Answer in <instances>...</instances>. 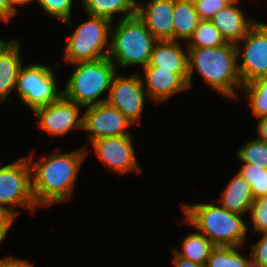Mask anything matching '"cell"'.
Wrapping results in <instances>:
<instances>
[{
    "label": "cell",
    "instance_id": "obj_1",
    "mask_svg": "<svg viewBox=\"0 0 267 267\" xmlns=\"http://www.w3.org/2000/svg\"><path fill=\"white\" fill-rule=\"evenodd\" d=\"M86 154L84 148L65 154L57 151L35 164H32L33 155L27 156L33 172L32 191L37 206L62 203L72 196Z\"/></svg>",
    "mask_w": 267,
    "mask_h": 267
},
{
    "label": "cell",
    "instance_id": "obj_2",
    "mask_svg": "<svg viewBox=\"0 0 267 267\" xmlns=\"http://www.w3.org/2000/svg\"><path fill=\"white\" fill-rule=\"evenodd\" d=\"M188 86L196 69L204 80L226 97L236 98V88L243 86L239 71L236 46L227 43L218 47L187 49Z\"/></svg>",
    "mask_w": 267,
    "mask_h": 267
},
{
    "label": "cell",
    "instance_id": "obj_3",
    "mask_svg": "<svg viewBox=\"0 0 267 267\" xmlns=\"http://www.w3.org/2000/svg\"><path fill=\"white\" fill-rule=\"evenodd\" d=\"M185 221L199 230L215 247H239L246 239L248 226L242 215L229 212L221 205L182 204Z\"/></svg>",
    "mask_w": 267,
    "mask_h": 267
},
{
    "label": "cell",
    "instance_id": "obj_4",
    "mask_svg": "<svg viewBox=\"0 0 267 267\" xmlns=\"http://www.w3.org/2000/svg\"><path fill=\"white\" fill-rule=\"evenodd\" d=\"M156 42L137 15L121 18L115 28H111L108 58L115 66L142 65L144 68L150 62Z\"/></svg>",
    "mask_w": 267,
    "mask_h": 267
},
{
    "label": "cell",
    "instance_id": "obj_5",
    "mask_svg": "<svg viewBox=\"0 0 267 267\" xmlns=\"http://www.w3.org/2000/svg\"><path fill=\"white\" fill-rule=\"evenodd\" d=\"M73 64L77 66L62 90L63 96L82 108L106 102L107 98H98L110 90L116 76V66L110 59L104 57Z\"/></svg>",
    "mask_w": 267,
    "mask_h": 267
},
{
    "label": "cell",
    "instance_id": "obj_6",
    "mask_svg": "<svg viewBox=\"0 0 267 267\" xmlns=\"http://www.w3.org/2000/svg\"><path fill=\"white\" fill-rule=\"evenodd\" d=\"M88 15L89 19L79 24L68 37L63 58L68 63L94 61L109 55L112 21ZM105 46L108 48L106 52L103 51Z\"/></svg>",
    "mask_w": 267,
    "mask_h": 267
},
{
    "label": "cell",
    "instance_id": "obj_7",
    "mask_svg": "<svg viewBox=\"0 0 267 267\" xmlns=\"http://www.w3.org/2000/svg\"><path fill=\"white\" fill-rule=\"evenodd\" d=\"M16 89L19 98L33 112L39 107L53 103L63 95V91L57 88L53 71L42 64L21 67Z\"/></svg>",
    "mask_w": 267,
    "mask_h": 267
},
{
    "label": "cell",
    "instance_id": "obj_8",
    "mask_svg": "<svg viewBox=\"0 0 267 267\" xmlns=\"http://www.w3.org/2000/svg\"><path fill=\"white\" fill-rule=\"evenodd\" d=\"M31 174L27 157L3 166L0 171V206L6 207L15 217L19 213L13 210L12 206H24L31 212L37 207Z\"/></svg>",
    "mask_w": 267,
    "mask_h": 267
},
{
    "label": "cell",
    "instance_id": "obj_9",
    "mask_svg": "<svg viewBox=\"0 0 267 267\" xmlns=\"http://www.w3.org/2000/svg\"><path fill=\"white\" fill-rule=\"evenodd\" d=\"M240 42L235 46L237 57L242 56L238 62L242 84L267 76V27L256 23Z\"/></svg>",
    "mask_w": 267,
    "mask_h": 267
},
{
    "label": "cell",
    "instance_id": "obj_10",
    "mask_svg": "<svg viewBox=\"0 0 267 267\" xmlns=\"http://www.w3.org/2000/svg\"><path fill=\"white\" fill-rule=\"evenodd\" d=\"M146 91L144 79L139 75H116L106 102L123 113L132 123H138L144 109Z\"/></svg>",
    "mask_w": 267,
    "mask_h": 267
},
{
    "label": "cell",
    "instance_id": "obj_11",
    "mask_svg": "<svg viewBox=\"0 0 267 267\" xmlns=\"http://www.w3.org/2000/svg\"><path fill=\"white\" fill-rule=\"evenodd\" d=\"M83 130L90 132L91 142L99 138L130 135L125 131L133 123L107 102L86 107Z\"/></svg>",
    "mask_w": 267,
    "mask_h": 267
},
{
    "label": "cell",
    "instance_id": "obj_12",
    "mask_svg": "<svg viewBox=\"0 0 267 267\" xmlns=\"http://www.w3.org/2000/svg\"><path fill=\"white\" fill-rule=\"evenodd\" d=\"M81 106L63 95L53 103L37 108L34 113L39 127L52 136H63L72 129H83V115L79 116Z\"/></svg>",
    "mask_w": 267,
    "mask_h": 267
},
{
    "label": "cell",
    "instance_id": "obj_13",
    "mask_svg": "<svg viewBox=\"0 0 267 267\" xmlns=\"http://www.w3.org/2000/svg\"><path fill=\"white\" fill-rule=\"evenodd\" d=\"M92 145L99 160L117 174L141 173L131 135L99 138L92 141Z\"/></svg>",
    "mask_w": 267,
    "mask_h": 267
},
{
    "label": "cell",
    "instance_id": "obj_14",
    "mask_svg": "<svg viewBox=\"0 0 267 267\" xmlns=\"http://www.w3.org/2000/svg\"><path fill=\"white\" fill-rule=\"evenodd\" d=\"M136 15L157 41L174 40V0L139 1Z\"/></svg>",
    "mask_w": 267,
    "mask_h": 267
},
{
    "label": "cell",
    "instance_id": "obj_15",
    "mask_svg": "<svg viewBox=\"0 0 267 267\" xmlns=\"http://www.w3.org/2000/svg\"><path fill=\"white\" fill-rule=\"evenodd\" d=\"M146 92L154 101L162 102L173 94L189 89L188 73H176L158 67H144Z\"/></svg>",
    "mask_w": 267,
    "mask_h": 267
},
{
    "label": "cell",
    "instance_id": "obj_16",
    "mask_svg": "<svg viewBox=\"0 0 267 267\" xmlns=\"http://www.w3.org/2000/svg\"><path fill=\"white\" fill-rule=\"evenodd\" d=\"M238 0L220 10L210 20L220 31L227 43L236 45L245 37L247 32L256 24L249 19L239 7L235 6Z\"/></svg>",
    "mask_w": 267,
    "mask_h": 267
},
{
    "label": "cell",
    "instance_id": "obj_17",
    "mask_svg": "<svg viewBox=\"0 0 267 267\" xmlns=\"http://www.w3.org/2000/svg\"><path fill=\"white\" fill-rule=\"evenodd\" d=\"M145 67H158L176 73H188V54L184 52L179 41H157L150 62Z\"/></svg>",
    "mask_w": 267,
    "mask_h": 267
},
{
    "label": "cell",
    "instance_id": "obj_18",
    "mask_svg": "<svg viewBox=\"0 0 267 267\" xmlns=\"http://www.w3.org/2000/svg\"><path fill=\"white\" fill-rule=\"evenodd\" d=\"M18 40L6 42L0 48V101L4 102L6 96L16 88L22 62L19 54Z\"/></svg>",
    "mask_w": 267,
    "mask_h": 267
},
{
    "label": "cell",
    "instance_id": "obj_19",
    "mask_svg": "<svg viewBox=\"0 0 267 267\" xmlns=\"http://www.w3.org/2000/svg\"><path fill=\"white\" fill-rule=\"evenodd\" d=\"M222 192L220 203L223 208L240 215L250 211V207L254 201L251 185L239 172L234 175L233 179L229 181L228 186Z\"/></svg>",
    "mask_w": 267,
    "mask_h": 267
},
{
    "label": "cell",
    "instance_id": "obj_20",
    "mask_svg": "<svg viewBox=\"0 0 267 267\" xmlns=\"http://www.w3.org/2000/svg\"><path fill=\"white\" fill-rule=\"evenodd\" d=\"M174 40L189 41L200 18L193 0H174Z\"/></svg>",
    "mask_w": 267,
    "mask_h": 267
},
{
    "label": "cell",
    "instance_id": "obj_21",
    "mask_svg": "<svg viewBox=\"0 0 267 267\" xmlns=\"http://www.w3.org/2000/svg\"><path fill=\"white\" fill-rule=\"evenodd\" d=\"M87 14L113 20L115 13H124L123 18L136 15L137 0H82Z\"/></svg>",
    "mask_w": 267,
    "mask_h": 267
},
{
    "label": "cell",
    "instance_id": "obj_22",
    "mask_svg": "<svg viewBox=\"0 0 267 267\" xmlns=\"http://www.w3.org/2000/svg\"><path fill=\"white\" fill-rule=\"evenodd\" d=\"M182 243V251L178 249H174L173 251L185 259L204 266L212 250L215 248L212 242L199 232L189 234Z\"/></svg>",
    "mask_w": 267,
    "mask_h": 267
},
{
    "label": "cell",
    "instance_id": "obj_23",
    "mask_svg": "<svg viewBox=\"0 0 267 267\" xmlns=\"http://www.w3.org/2000/svg\"><path fill=\"white\" fill-rule=\"evenodd\" d=\"M187 43V49L218 47L227 44L220 31L210 20H200Z\"/></svg>",
    "mask_w": 267,
    "mask_h": 267
},
{
    "label": "cell",
    "instance_id": "obj_24",
    "mask_svg": "<svg viewBox=\"0 0 267 267\" xmlns=\"http://www.w3.org/2000/svg\"><path fill=\"white\" fill-rule=\"evenodd\" d=\"M256 118L267 116V76L242 86Z\"/></svg>",
    "mask_w": 267,
    "mask_h": 267
},
{
    "label": "cell",
    "instance_id": "obj_25",
    "mask_svg": "<svg viewBox=\"0 0 267 267\" xmlns=\"http://www.w3.org/2000/svg\"><path fill=\"white\" fill-rule=\"evenodd\" d=\"M237 248L239 247H215L205 267H246L251 258L244 257Z\"/></svg>",
    "mask_w": 267,
    "mask_h": 267
},
{
    "label": "cell",
    "instance_id": "obj_26",
    "mask_svg": "<svg viewBox=\"0 0 267 267\" xmlns=\"http://www.w3.org/2000/svg\"><path fill=\"white\" fill-rule=\"evenodd\" d=\"M239 173L251 185L254 199L267 196V169L255 164L244 163Z\"/></svg>",
    "mask_w": 267,
    "mask_h": 267
},
{
    "label": "cell",
    "instance_id": "obj_27",
    "mask_svg": "<svg viewBox=\"0 0 267 267\" xmlns=\"http://www.w3.org/2000/svg\"><path fill=\"white\" fill-rule=\"evenodd\" d=\"M239 161L267 169V143L259 139L249 141L237 151Z\"/></svg>",
    "mask_w": 267,
    "mask_h": 267
},
{
    "label": "cell",
    "instance_id": "obj_28",
    "mask_svg": "<svg viewBox=\"0 0 267 267\" xmlns=\"http://www.w3.org/2000/svg\"><path fill=\"white\" fill-rule=\"evenodd\" d=\"M46 14L59 18L71 27L72 0H36Z\"/></svg>",
    "mask_w": 267,
    "mask_h": 267
},
{
    "label": "cell",
    "instance_id": "obj_29",
    "mask_svg": "<svg viewBox=\"0 0 267 267\" xmlns=\"http://www.w3.org/2000/svg\"><path fill=\"white\" fill-rule=\"evenodd\" d=\"M249 212L253 223V233L267 232V196L254 199Z\"/></svg>",
    "mask_w": 267,
    "mask_h": 267
},
{
    "label": "cell",
    "instance_id": "obj_30",
    "mask_svg": "<svg viewBox=\"0 0 267 267\" xmlns=\"http://www.w3.org/2000/svg\"><path fill=\"white\" fill-rule=\"evenodd\" d=\"M193 2L200 20H211L228 5L224 0H193Z\"/></svg>",
    "mask_w": 267,
    "mask_h": 267
},
{
    "label": "cell",
    "instance_id": "obj_31",
    "mask_svg": "<svg viewBox=\"0 0 267 267\" xmlns=\"http://www.w3.org/2000/svg\"><path fill=\"white\" fill-rule=\"evenodd\" d=\"M262 235V238L252 246L250 258L254 263L267 267V232Z\"/></svg>",
    "mask_w": 267,
    "mask_h": 267
},
{
    "label": "cell",
    "instance_id": "obj_32",
    "mask_svg": "<svg viewBox=\"0 0 267 267\" xmlns=\"http://www.w3.org/2000/svg\"><path fill=\"white\" fill-rule=\"evenodd\" d=\"M15 216L6 209V207L0 206V244L7 236V232L12 227V223L15 220Z\"/></svg>",
    "mask_w": 267,
    "mask_h": 267
},
{
    "label": "cell",
    "instance_id": "obj_33",
    "mask_svg": "<svg viewBox=\"0 0 267 267\" xmlns=\"http://www.w3.org/2000/svg\"><path fill=\"white\" fill-rule=\"evenodd\" d=\"M0 267H34V266L27 260H21L17 258L14 259V257L6 256L0 259Z\"/></svg>",
    "mask_w": 267,
    "mask_h": 267
},
{
    "label": "cell",
    "instance_id": "obj_34",
    "mask_svg": "<svg viewBox=\"0 0 267 267\" xmlns=\"http://www.w3.org/2000/svg\"><path fill=\"white\" fill-rule=\"evenodd\" d=\"M16 12L11 8L9 0H0V20L8 22Z\"/></svg>",
    "mask_w": 267,
    "mask_h": 267
},
{
    "label": "cell",
    "instance_id": "obj_35",
    "mask_svg": "<svg viewBox=\"0 0 267 267\" xmlns=\"http://www.w3.org/2000/svg\"><path fill=\"white\" fill-rule=\"evenodd\" d=\"M259 122L257 124V134L258 138L261 141L267 143V116L258 118Z\"/></svg>",
    "mask_w": 267,
    "mask_h": 267
},
{
    "label": "cell",
    "instance_id": "obj_36",
    "mask_svg": "<svg viewBox=\"0 0 267 267\" xmlns=\"http://www.w3.org/2000/svg\"><path fill=\"white\" fill-rule=\"evenodd\" d=\"M174 259L173 263L176 267H205L204 265H200L198 263H195L191 260L185 259L179 255H177L174 251Z\"/></svg>",
    "mask_w": 267,
    "mask_h": 267
},
{
    "label": "cell",
    "instance_id": "obj_37",
    "mask_svg": "<svg viewBox=\"0 0 267 267\" xmlns=\"http://www.w3.org/2000/svg\"><path fill=\"white\" fill-rule=\"evenodd\" d=\"M32 0H9V4L11 6V8L16 12L18 13L17 11V6L16 5H24L28 2H31Z\"/></svg>",
    "mask_w": 267,
    "mask_h": 267
},
{
    "label": "cell",
    "instance_id": "obj_38",
    "mask_svg": "<svg viewBox=\"0 0 267 267\" xmlns=\"http://www.w3.org/2000/svg\"><path fill=\"white\" fill-rule=\"evenodd\" d=\"M246 267H262L256 263H254L252 260H250L248 263H247V266Z\"/></svg>",
    "mask_w": 267,
    "mask_h": 267
},
{
    "label": "cell",
    "instance_id": "obj_39",
    "mask_svg": "<svg viewBox=\"0 0 267 267\" xmlns=\"http://www.w3.org/2000/svg\"><path fill=\"white\" fill-rule=\"evenodd\" d=\"M5 41H3L2 39H0V48L3 47L5 45Z\"/></svg>",
    "mask_w": 267,
    "mask_h": 267
},
{
    "label": "cell",
    "instance_id": "obj_40",
    "mask_svg": "<svg viewBox=\"0 0 267 267\" xmlns=\"http://www.w3.org/2000/svg\"><path fill=\"white\" fill-rule=\"evenodd\" d=\"M224 1L229 5V4L233 3L236 0H224Z\"/></svg>",
    "mask_w": 267,
    "mask_h": 267
},
{
    "label": "cell",
    "instance_id": "obj_41",
    "mask_svg": "<svg viewBox=\"0 0 267 267\" xmlns=\"http://www.w3.org/2000/svg\"><path fill=\"white\" fill-rule=\"evenodd\" d=\"M256 23L267 27V24H265V23H261V22H256Z\"/></svg>",
    "mask_w": 267,
    "mask_h": 267
}]
</instances>
